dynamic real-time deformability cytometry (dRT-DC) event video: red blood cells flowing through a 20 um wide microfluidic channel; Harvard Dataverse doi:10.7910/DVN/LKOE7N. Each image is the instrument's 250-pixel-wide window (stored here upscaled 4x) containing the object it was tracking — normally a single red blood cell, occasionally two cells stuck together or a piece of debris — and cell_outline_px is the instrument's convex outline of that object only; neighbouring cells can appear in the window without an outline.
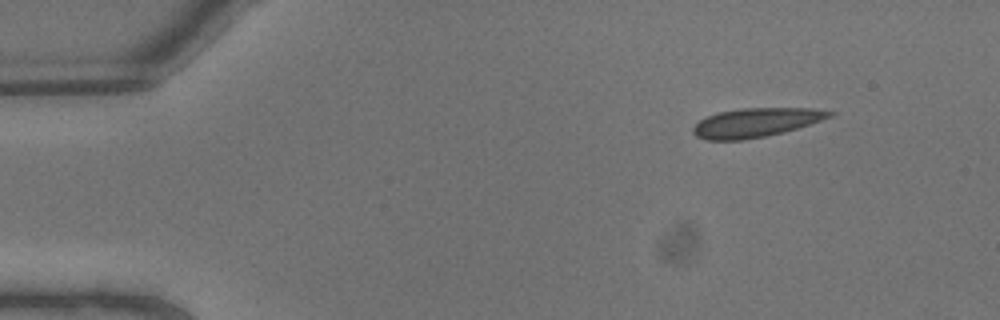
{"species": "common noctule bat (a hibernating species)", "species_latin": "Nyctalus noctula", "temperature_condition": "warm", "stored_images_in_passage": 6, "camera_frame_rate_fps": 3000, "um_per_image_px": 0.085, "animal": {"sex": "male", "body_mass_g": 13.3}, "frame": {"image": 1, "passage_image": 1, "time_ms": 0.0, "image_size_px": [1000, 320], "cell_outline_px": [[836, 112], [832, 116], [784, 132], [744, 140], [704, 140], [696, 136], [692, 132], [692, 128], [700, 120], [708, 116], [720, 112], [740, 108], [812, 108]], "centroid_in_image_um": [64.22, 10.42], "position_along_channel_um": 20.8, "area_um2": 22.89}}
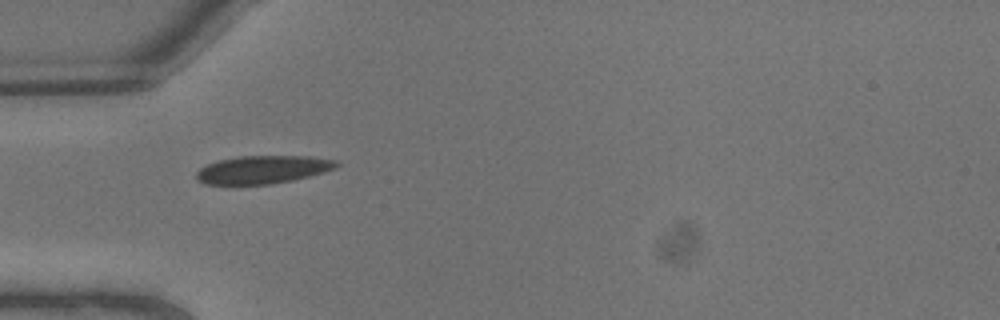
{"frame": {"image": 2, "passage_image": 5, "time_ms": 1.333, "image_size_px": [1000, 320], "cell_outline_px": [[340, 164], [336, 168], [324, 172], [292, 180], [272, 184], [232, 188], [204, 184], [196, 180], [196, 172], [200, 168], [208, 164], [220, 160], [240, 156], [308, 156], [336, 160]], "centroid_in_image_um": [22.25, 14.47], "position_along_channel_um": 62.8, "area_um2": 23.76}}
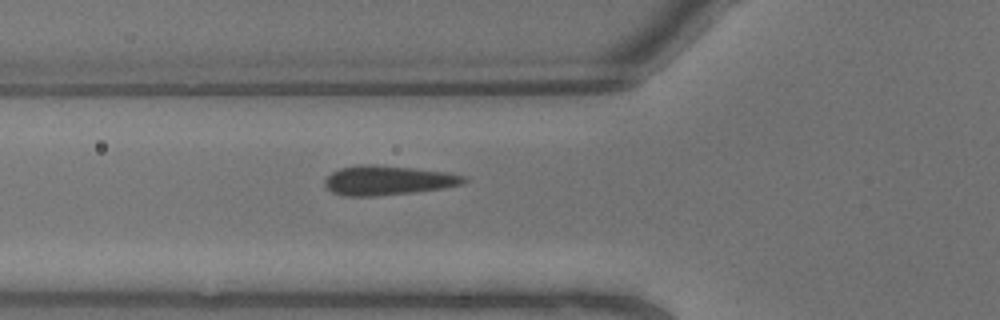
{"frame": {"image": 3, "passage_image": 6, "time_ms": 1.667, "image_size_px": [1000, 320], "cell_outline_px": [[468, 180], [464, 184], [444, 188], [412, 192], [376, 196], [344, 196], [332, 192], [324, 184], [324, 180], [332, 172], [340, 168], [360, 164], [372, 164], [412, 168], [448, 172], [464, 176]], "centroid_in_image_um": [32.97, 15.33], "position_along_channel_um": 92.8, "area_um2": 23.87}}